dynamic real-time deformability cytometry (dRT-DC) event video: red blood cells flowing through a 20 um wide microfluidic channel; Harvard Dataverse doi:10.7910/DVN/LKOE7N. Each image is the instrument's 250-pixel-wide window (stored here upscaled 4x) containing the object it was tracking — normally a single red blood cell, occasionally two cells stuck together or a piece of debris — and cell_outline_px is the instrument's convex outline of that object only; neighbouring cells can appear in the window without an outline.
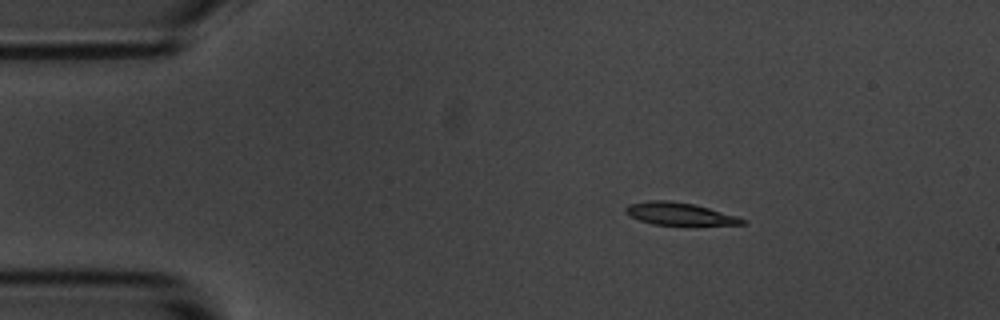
{"species": "common noctule bat (a hibernating species)", "species_latin": "Nyctalus noctula", "temperature_condition": "room temperature", "stored_images_in_passage": 4, "camera_frame_rate_fps": 3000, "um_per_image_px": 0.085, "animal": {"sex": "male", "body_mass_g": 20.1, "forearm_length_mm": 53.5}, "frame": {"image": 1, "passage_image": 2, "time_ms": 1.0, "image_size_px": [1000, 320], "cell_outline_px": [[748, 224], [652, 224], [640, 220], [624, 212], [624, 208], [628, 204], [652, 200], [668, 200], [692, 204], [708, 208], [736, 216], [748, 220]], "centroid_in_image_um": [57.72, 18.16], "position_along_channel_um": 27.3, "area_um2": 14.85}}